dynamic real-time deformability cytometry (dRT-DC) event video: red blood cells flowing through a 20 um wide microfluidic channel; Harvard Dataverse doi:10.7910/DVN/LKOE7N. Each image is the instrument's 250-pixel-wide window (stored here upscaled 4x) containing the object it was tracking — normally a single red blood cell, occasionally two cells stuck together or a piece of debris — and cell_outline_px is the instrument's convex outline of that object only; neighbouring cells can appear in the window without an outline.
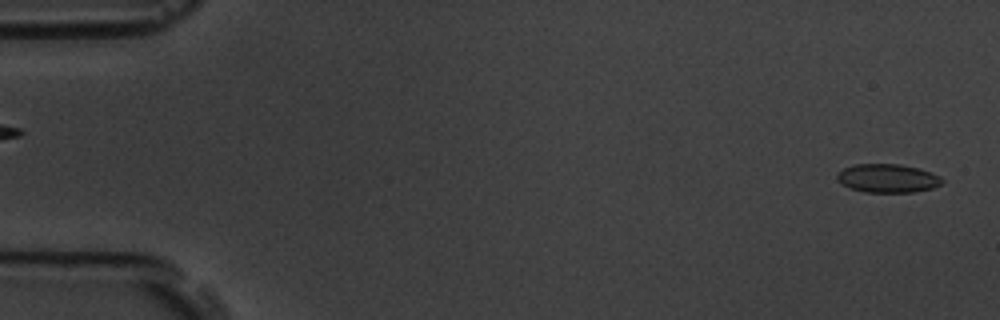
{"species": "common noctule bat (a hibernating species)", "species_latin": "Nyctalus noctula", "temperature_condition": "room temperature", "stored_images_in_passage": 3, "segment_of_instrument_passage": [2, 2], "camera_frame_rate_fps": 3000, "um_per_image_px": 0.085, "animal": {"sex": "male", "body_mass_g": 19.5, "forearm_length_mm": 54.6}, "frame": {"image": 1, "passage_image": 3, "time_ms": 2.333, "image_size_px": [1000, 320], "cell_outline_px": [[944, 180], [940, 184], [932, 188], [912, 192], [864, 192], [848, 188], [840, 184], [836, 180], [836, 176], [844, 168], [852, 164], [900, 164], [920, 168], [932, 172], [940, 176]], "centroid_in_image_um": [75.42, 15.15], "position_along_channel_um": 9.6, "area_um2": 17.69}}